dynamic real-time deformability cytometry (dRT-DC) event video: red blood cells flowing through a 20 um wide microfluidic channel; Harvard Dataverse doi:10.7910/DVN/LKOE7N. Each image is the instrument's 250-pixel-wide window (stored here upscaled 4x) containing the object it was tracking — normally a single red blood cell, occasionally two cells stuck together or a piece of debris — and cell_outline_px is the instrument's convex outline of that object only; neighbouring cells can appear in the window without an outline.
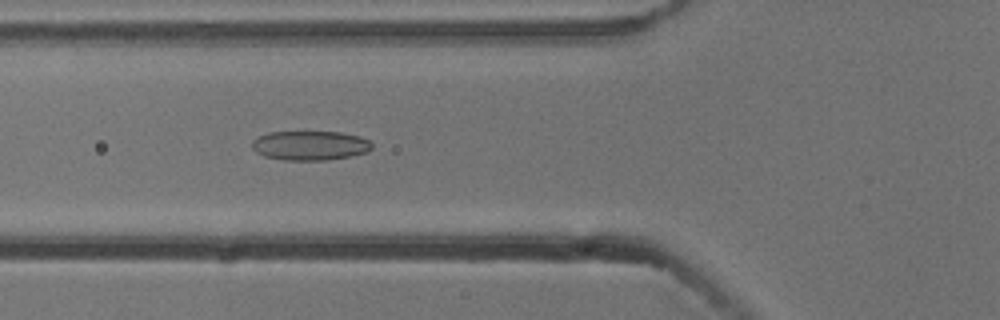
{"species": "common noctule bat (a hibernating species)", "species_latin": "Nyctalus noctula", "temperature_condition": "cold", "stored_images_in_passage": 4, "camera_frame_rate_fps": 3000, "um_per_image_px": 0.085, "animal": {"sex": "male", "body_mass_g": 13.3}, "frame": {"image": 1, "passage_image": 4, "time_ms": 1.0, "image_size_px": [1000, 320], "cell_outline_px": [[372, 148], [368, 152], [352, 156], [328, 160], [284, 160], [264, 156], [256, 152], [252, 148], [252, 140], [268, 132], [340, 132], [360, 136], [368, 140], [372, 144]], "centroid_in_image_um": [26.37, 12.37], "position_along_channel_um": 99.4, "area_um2": 20.63}}